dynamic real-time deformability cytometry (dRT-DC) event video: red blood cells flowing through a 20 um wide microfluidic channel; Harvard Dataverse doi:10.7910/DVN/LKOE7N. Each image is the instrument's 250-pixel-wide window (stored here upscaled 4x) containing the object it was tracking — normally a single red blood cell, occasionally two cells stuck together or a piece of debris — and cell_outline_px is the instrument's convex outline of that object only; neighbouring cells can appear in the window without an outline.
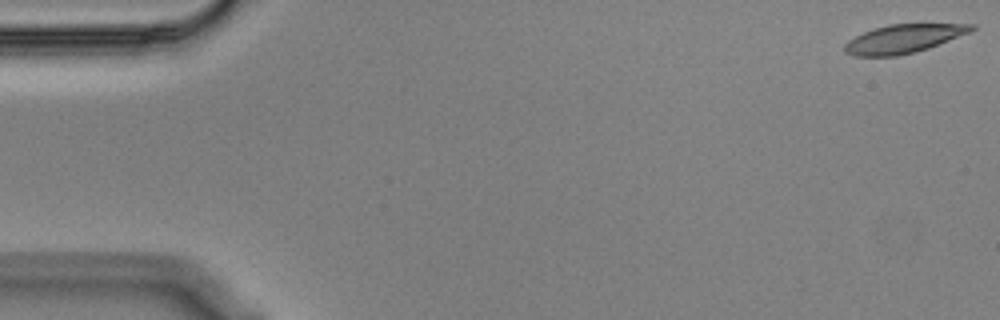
{"species": "Egyptian fruit bat (a non-hibernating species)", "species_latin": "Rousettus aegyptiacus", "temperature_condition": "cold", "stored_images_in_passage": 16, "camera_frame_rate_fps": 3000, "um_per_image_px": 0.085, "animal": {"sex": "male"}, "frame": {"image": 1, "passage_image": 1, "time_ms": 0.0, "image_size_px": [1000, 320], "cell_outline_px": [[976, 28], [972, 32], [928, 48], [916, 52], [896, 56], [852, 56], [844, 52], [844, 44], [848, 40], [864, 32], [888, 24], [976, 24]], "centroid_in_image_um": [76.81, 3.3], "position_along_channel_um": 8.2, "area_um2": 21.15}}
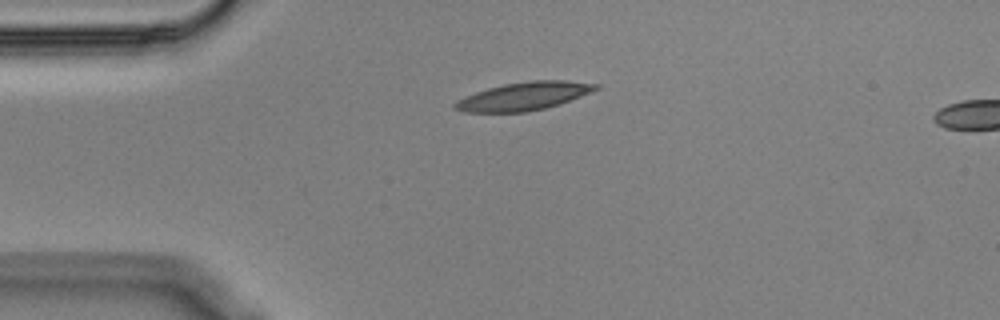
{"frame": {"image": 2, "passage_image": 13, "time_ms": 4.0, "image_size_px": [1000, 320], "cell_outline_px": [[600, 88], [560, 104], [544, 108], [524, 112], [464, 112], [452, 108], [452, 104], [456, 100], [476, 92], [488, 88], [504, 84], [532, 80], [568, 80], [600, 84]], "centroid_in_image_um": [44.52, 8.17], "position_along_channel_um": 40.5, "area_um2": 23.06}}